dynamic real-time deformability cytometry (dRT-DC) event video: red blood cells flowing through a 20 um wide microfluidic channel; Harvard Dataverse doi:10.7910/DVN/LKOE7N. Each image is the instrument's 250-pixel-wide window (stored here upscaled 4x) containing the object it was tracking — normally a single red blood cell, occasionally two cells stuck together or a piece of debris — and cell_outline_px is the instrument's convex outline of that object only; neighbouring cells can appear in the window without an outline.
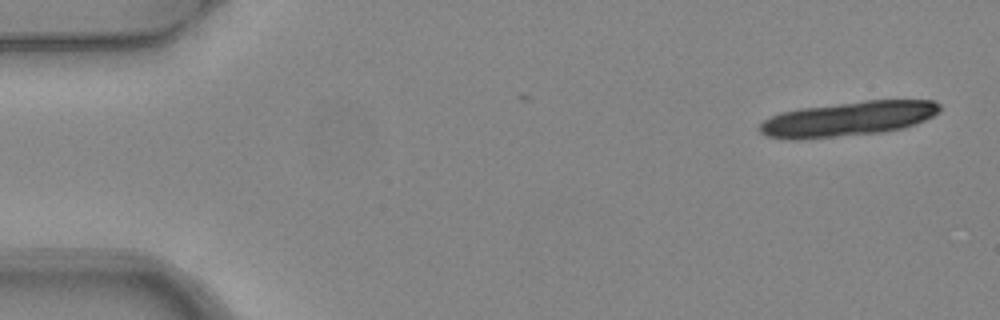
{"species": "common noctule bat (a hibernating species)", "species_latin": "Nyctalus noctula", "temperature_condition": "warm", "stored_images_in_passage": 2, "camera_frame_rate_fps": 3000, "um_per_image_px": 0.085, "animal": {"sex": "female", "body_mass_g": 24.6, "forearm_length_mm": 56.2}, "frame": {"image": 1, "passage_image": 2, "time_ms": 0.333, "image_size_px": [1000, 320], "cell_outline_px": [[940, 112], [916, 124], [904, 128], [884, 132], [796, 140], [788, 140], [768, 136], [760, 132], [760, 124], [764, 120], [780, 112], [800, 108], [864, 100], [932, 100], [940, 104]], "centroid_in_image_um": [72.09, 10.1], "position_along_channel_um": 12.9, "area_um2": 36.47}}